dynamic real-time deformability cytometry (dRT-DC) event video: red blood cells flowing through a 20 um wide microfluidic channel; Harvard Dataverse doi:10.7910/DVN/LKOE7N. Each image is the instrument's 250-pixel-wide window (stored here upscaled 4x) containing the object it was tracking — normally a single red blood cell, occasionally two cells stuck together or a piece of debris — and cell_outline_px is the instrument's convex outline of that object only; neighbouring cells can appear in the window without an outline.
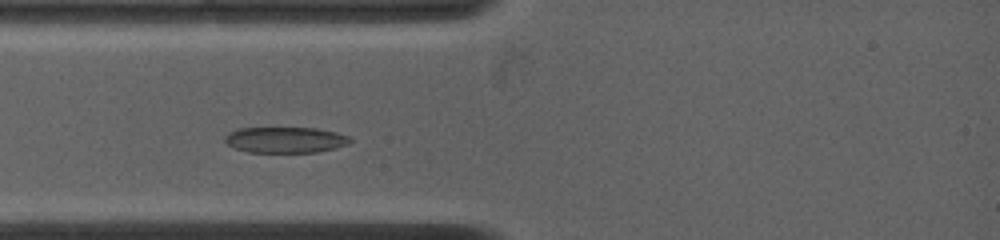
{"species": "common noctule bat (a hibernating species)", "species_latin": "Nyctalus noctula", "temperature_condition": "warm", "stored_images_in_passage": 15, "camera_frame_rate_fps": 4500, "um_per_image_px": 0.085, "animal": {"sex": "female", "body_mass_g": 19.0, "forearm_length_mm": 53.3}, "frame": {"image": 1, "passage_image": 3, "time_ms": 2.444, "image_size_px": [1000, 240], "cell_outline_px": [[352, 140], [348, 144], [316, 152], [248, 152], [236, 148], [228, 144], [224, 140], [224, 136], [228, 132], [240, 128], [316, 128], [336, 132], [348, 136]], "centroid_in_image_um": [24.23, 11.88], "position_along_channel_um": 60.8, "area_um2": 18.73}}
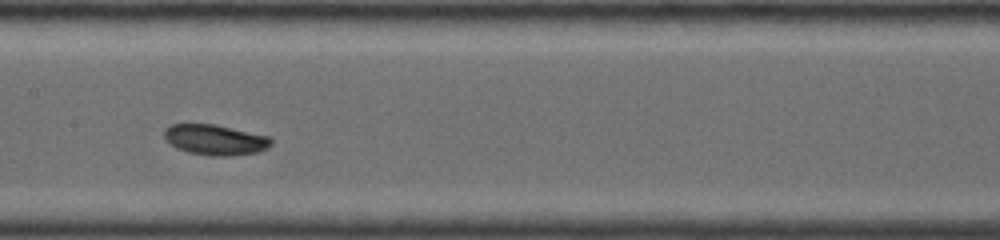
{"frame": {"image": 2, "passage_image": 6, "time_ms": 5.778, "image_size_px": [1000, 240], "cell_outline_px": [[272, 144], [268, 148], [256, 152], [228, 156], [212, 156], [188, 152], [176, 148], [164, 140], [164, 128], [172, 124], [216, 124], [272, 136]], "centroid_in_image_um": [18.3, 11.87], "position_along_channel_um": 189.1, "area_um2": 19.31}}
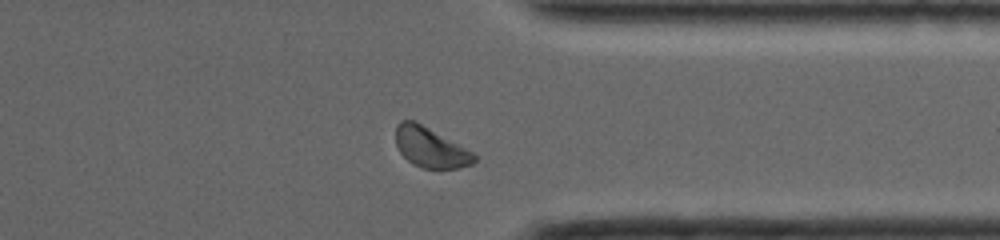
{"frame": {"image": 3, "passage_image": 12, "time_ms": 10.667, "image_size_px": [1000, 240], "cell_outline_px": [[476, 160], [472, 164], [460, 168], [420, 168], [412, 164], [400, 152], [396, 144], [396, 124], [400, 120], [412, 120], [420, 124], [472, 152], [476, 156]], "centroid_in_image_um": [36.55, 12.55], "position_along_channel_um": 374.8, "area_um2": 17.92}, "authors_computed_cell_mechanics": {"area_um2": 18.7272, "velocity_mm_per_s": 3.8605, "shape_relaxation_time_tau1_ms": 1.8823, "shape_relaxation_time_tau2_ms": null, "deformation_change_tau1": 0.1002, "deformation_change_tau2": null}}